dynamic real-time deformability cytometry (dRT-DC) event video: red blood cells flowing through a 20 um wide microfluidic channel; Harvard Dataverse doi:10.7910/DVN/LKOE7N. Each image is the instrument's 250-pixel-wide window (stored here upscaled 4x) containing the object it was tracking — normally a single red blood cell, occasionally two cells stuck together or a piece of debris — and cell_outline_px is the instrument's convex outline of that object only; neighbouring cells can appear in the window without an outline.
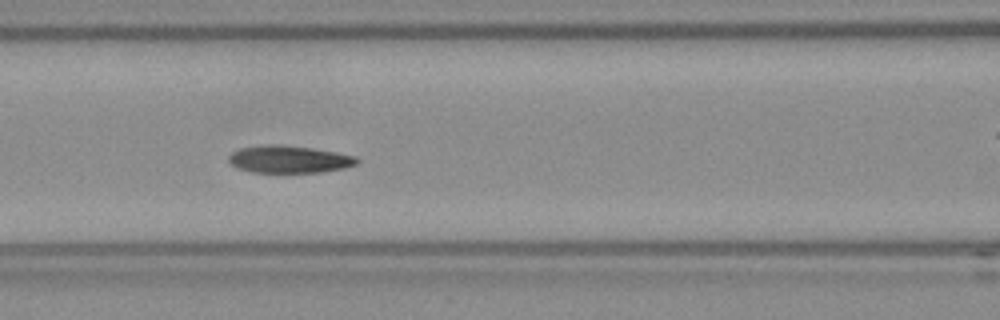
{"species": "Egyptian fruit bat (a non-hibernating species)", "species_latin": "Rousettus aegyptiacus", "temperature_condition": "room temperature", "stored_images_in_passage": 46, "camera_frame_rate_fps": 3000, "um_per_image_px": 0.085, "frame": {"image": 1, "passage_image": 14, "time_ms": 4.333, "image_size_px": [1000, 320], "cell_outline_px": [[360, 160], [356, 164], [344, 168], [320, 172], [252, 172], [236, 168], [228, 160], [228, 156], [232, 152], [240, 148], [264, 144], [272, 144], [312, 148], [336, 152], [356, 156]], "centroid_in_image_um": [24.56, 13.53], "position_along_channel_um": 142.0, "area_um2": 20.4}}
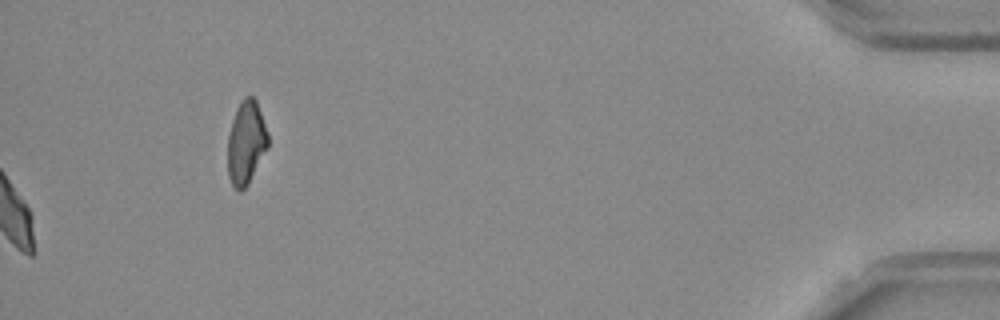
{"frame": {"image": 2, "passage_image": 46, "time_ms": 15.0, "image_size_px": [1000, 320], "cell_outline_px": [[268, 148], [248, 184], [240, 192], [232, 184], [228, 176], [228, 136], [232, 120], [236, 108], [240, 100], [244, 96], [252, 96], [256, 100], [268, 132]], "centroid_in_image_um": [20.92, 12.1], "position_along_channel_um": 414.3, "area_um2": 19.65}, "authors_computed_cell_mechanics": {"area_um2": 20.519, "velocity_mm_per_s": 3.7871, "shape_relaxation_time_tau1_ms": 9.038, "shape_relaxation_time_tau2_ms": 2.0041, "deformation_change_tau1": 0.2034, "deformation_change_tau2": 0.0765}}